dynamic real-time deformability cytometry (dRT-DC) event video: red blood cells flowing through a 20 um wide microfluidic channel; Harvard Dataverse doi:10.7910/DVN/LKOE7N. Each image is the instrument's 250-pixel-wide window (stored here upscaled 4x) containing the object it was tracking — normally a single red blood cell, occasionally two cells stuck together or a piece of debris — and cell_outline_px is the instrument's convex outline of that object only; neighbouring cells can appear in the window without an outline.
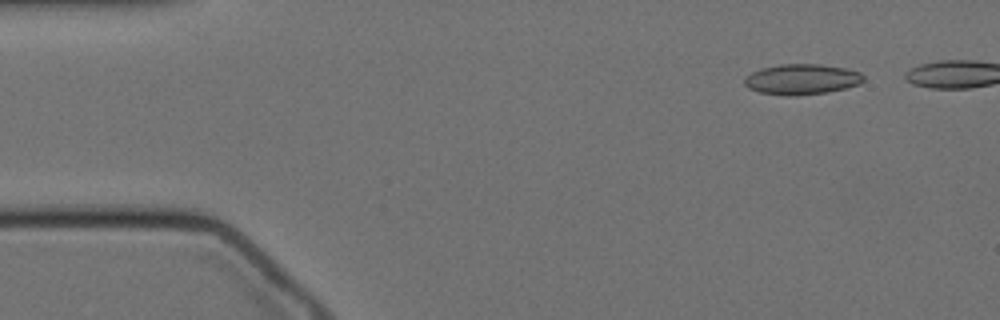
{"species": "Egyptian fruit bat (a non-hibernating species)", "species_latin": "Rousettus aegyptiacus", "temperature_condition": "cold", "stored_images_in_passage": 55, "camera_frame_rate_fps": 3000, "um_per_image_px": 0.085, "animal": {"sex": "female"}, "frame": {"image": 1, "passage_image": 5, "time_ms": 1.333, "image_size_px": [1000, 320], "cell_outline_px": [[864, 80], [860, 84], [828, 92], [796, 96], [788, 96], [760, 92], [748, 88], [744, 84], [744, 80], [752, 72], [760, 68], [780, 64], [820, 64], [844, 68], [860, 72], [864, 76]], "centroid_in_image_um": [68.15, 6.74], "position_along_channel_um": 16.8, "area_um2": 21.15}}